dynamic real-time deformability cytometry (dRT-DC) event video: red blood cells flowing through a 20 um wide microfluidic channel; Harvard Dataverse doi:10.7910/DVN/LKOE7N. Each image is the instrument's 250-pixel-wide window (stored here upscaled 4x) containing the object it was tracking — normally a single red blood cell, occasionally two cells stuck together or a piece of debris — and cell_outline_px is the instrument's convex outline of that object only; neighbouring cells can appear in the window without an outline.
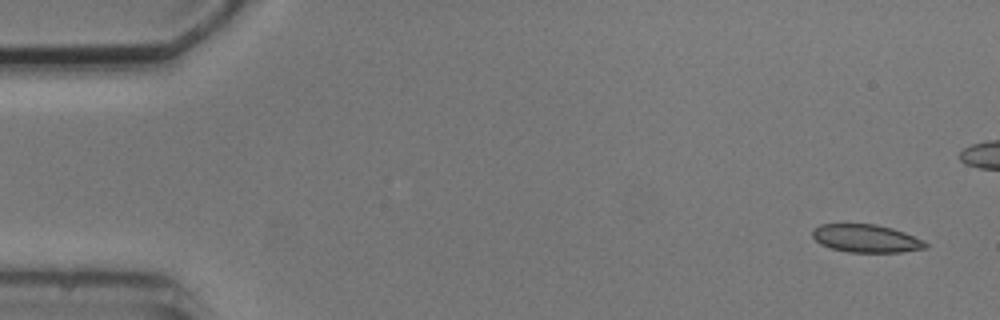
{"species": "common noctule bat (a hibernating species)", "species_latin": "Nyctalus noctula", "temperature_condition": "cold", "stored_images_in_passage": 11, "camera_frame_rate_fps": 3000, "um_per_image_px": 0.085, "animal": {"sex": "male", "body_mass_g": 20.5, "forearm_length_mm": 52.5}, "frame": {"image": 1, "passage_image": 1, "time_ms": 0.0, "image_size_px": [1000, 320], "cell_outline_px": [[928, 248], [900, 252], [848, 252], [832, 248], [820, 244], [812, 236], [812, 228], [820, 224], [876, 224], [892, 228], [904, 232], [924, 240], [928, 244]], "centroid_in_image_um": [73.62, 20.26], "position_along_channel_um": 11.4, "area_um2": 18.5}}
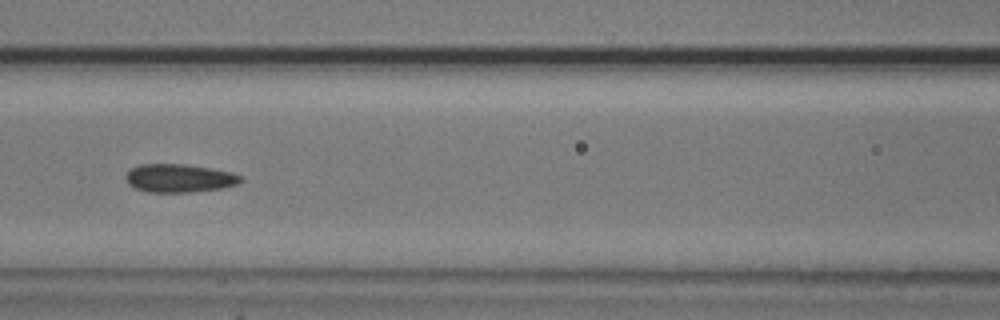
{"frame": {"image": 2, "passage_image": 7, "time_ms": 7.0, "image_size_px": [1000, 320], "cell_outline_px": [[244, 180], [240, 184], [220, 188], [188, 192], [148, 192], [136, 188], [128, 184], [124, 176], [132, 168], [140, 164], [184, 164], [212, 168], [232, 172], [244, 176]], "centroid_in_image_um": [15.28, 15.14], "position_along_channel_um": 151.3, "area_um2": 19.07}}
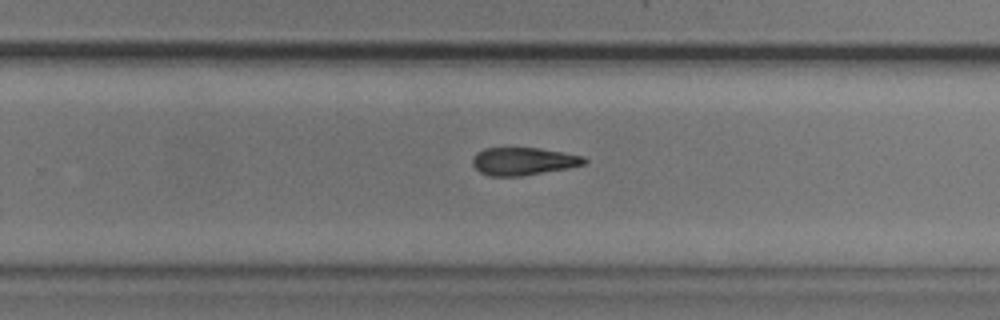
{"frame": {"image": 3, "passage_image": 11, "time_ms": 12.667, "image_size_px": [1000, 320], "cell_outline_px": [[588, 160], [584, 164], [568, 168], [524, 176], [488, 176], [480, 172], [472, 164], [472, 160], [476, 152], [484, 148], [540, 148], [584, 156]], "centroid_in_image_um": [44.48, 13.71], "position_along_channel_um": 285.3, "area_um2": 18.15}}